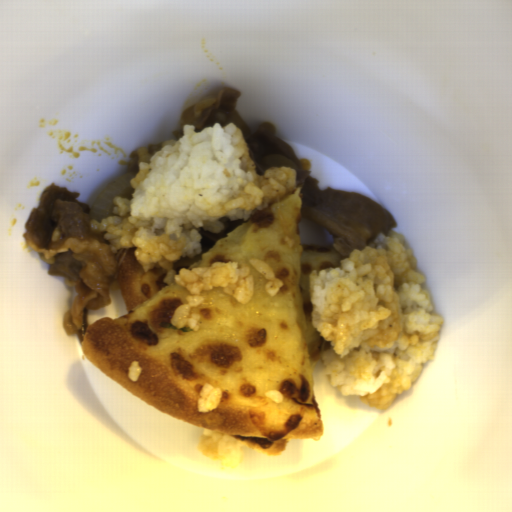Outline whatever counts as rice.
I'll use <instances>...</instances> for the list:
<instances>
[{
    "mask_svg": "<svg viewBox=\"0 0 512 512\" xmlns=\"http://www.w3.org/2000/svg\"><path fill=\"white\" fill-rule=\"evenodd\" d=\"M301 163L302 169L305 171H310L311 165L308 159H298Z\"/></svg>",
    "mask_w": 512,
    "mask_h": 512,
    "instance_id": "rice-8",
    "label": "rice"
},
{
    "mask_svg": "<svg viewBox=\"0 0 512 512\" xmlns=\"http://www.w3.org/2000/svg\"><path fill=\"white\" fill-rule=\"evenodd\" d=\"M265 396L275 402L276 404H282L283 402V395L276 390H271L268 392H265Z\"/></svg>",
    "mask_w": 512,
    "mask_h": 512,
    "instance_id": "rice-7",
    "label": "rice"
},
{
    "mask_svg": "<svg viewBox=\"0 0 512 512\" xmlns=\"http://www.w3.org/2000/svg\"><path fill=\"white\" fill-rule=\"evenodd\" d=\"M249 148L238 125L214 123L201 132L185 124L179 141L164 145L149 162H140L130 179L132 199L113 197V212L101 221L89 222L92 231H106L109 248L135 247L134 256L145 272L154 267L166 271L168 285L177 283L189 293L188 303L174 309L175 329L200 328L199 314H190L204 302L202 290L223 288L242 304L254 292L249 267L237 262H214L211 267L173 269L180 258L202 253L200 229L219 234V220L250 219L296 190L297 171L272 167L257 175Z\"/></svg>",
    "mask_w": 512,
    "mask_h": 512,
    "instance_id": "rice-1",
    "label": "rice"
},
{
    "mask_svg": "<svg viewBox=\"0 0 512 512\" xmlns=\"http://www.w3.org/2000/svg\"><path fill=\"white\" fill-rule=\"evenodd\" d=\"M142 368L139 367V361H132L129 369H128V378L133 383L137 381L140 377Z\"/></svg>",
    "mask_w": 512,
    "mask_h": 512,
    "instance_id": "rice-6",
    "label": "rice"
},
{
    "mask_svg": "<svg viewBox=\"0 0 512 512\" xmlns=\"http://www.w3.org/2000/svg\"><path fill=\"white\" fill-rule=\"evenodd\" d=\"M199 394L200 398L197 404V411L199 413H206L208 411H213L218 407L222 391L219 387L214 388L209 383H205Z\"/></svg>",
    "mask_w": 512,
    "mask_h": 512,
    "instance_id": "rice-5",
    "label": "rice"
},
{
    "mask_svg": "<svg viewBox=\"0 0 512 512\" xmlns=\"http://www.w3.org/2000/svg\"><path fill=\"white\" fill-rule=\"evenodd\" d=\"M249 263L255 268L266 280L264 284L265 292L271 297L284 286L281 279L276 278V274L270 265L263 259H250Z\"/></svg>",
    "mask_w": 512,
    "mask_h": 512,
    "instance_id": "rice-4",
    "label": "rice"
},
{
    "mask_svg": "<svg viewBox=\"0 0 512 512\" xmlns=\"http://www.w3.org/2000/svg\"><path fill=\"white\" fill-rule=\"evenodd\" d=\"M202 455L212 461H219L222 466L238 469L244 460L243 444L226 435L205 429L198 441Z\"/></svg>",
    "mask_w": 512,
    "mask_h": 512,
    "instance_id": "rice-3",
    "label": "rice"
},
{
    "mask_svg": "<svg viewBox=\"0 0 512 512\" xmlns=\"http://www.w3.org/2000/svg\"><path fill=\"white\" fill-rule=\"evenodd\" d=\"M373 242L336 267L312 270L310 315L330 343L321 352L329 384L341 396L386 410L434 361L442 317L405 236L390 230Z\"/></svg>",
    "mask_w": 512,
    "mask_h": 512,
    "instance_id": "rice-2",
    "label": "rice"
}]
</instances>
